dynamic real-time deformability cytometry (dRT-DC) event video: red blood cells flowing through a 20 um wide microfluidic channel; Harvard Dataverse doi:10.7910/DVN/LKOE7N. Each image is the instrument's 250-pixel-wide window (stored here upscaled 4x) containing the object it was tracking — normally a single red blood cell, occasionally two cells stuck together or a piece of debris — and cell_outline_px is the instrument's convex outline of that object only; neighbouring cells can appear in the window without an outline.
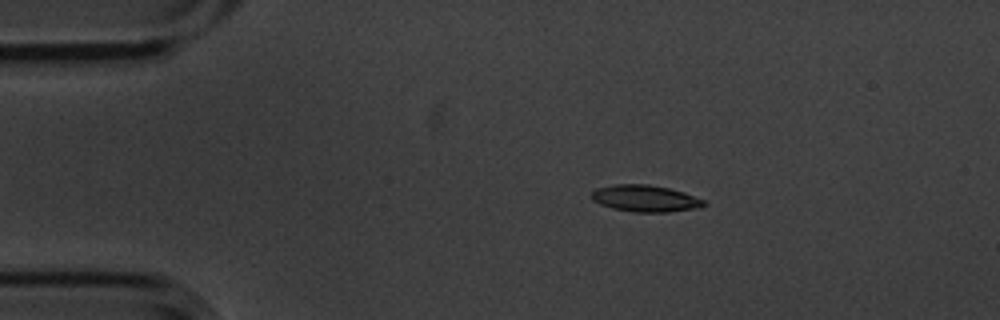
{"species": "common noctule bat (a hibernating species)", "species_latin": "Nyctalus noctula", "temperature_condition": "cold", "stored_images_in_passage": 5, "camera_frame_rate_fps": 3000, "um_per_image_px": 0.085, "animal": {"sex": "male", "body_mass_g": 20.1, "forearm_length_mm": 53.5}, "frame": {"image": 1, "passage_image": 3, "time_ms": 0.667, "image_size_px": [1000, 320], "cell_outline_px": [[708, 204], [692, 208], [668, 212], [632, 212], [612, 208], [600, 204], [592, 200], [588, 196], [596, 188], [616, 184], [648, 184], [668, 188], [684, 192], [704, 200]], "centroid_in_image_um": [54.78, 16.86], "position_along_channel_um": 30.2, "area_um2": 17.46}}
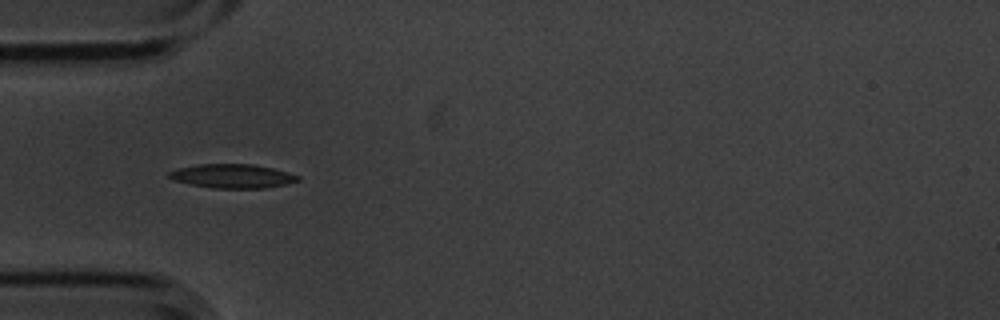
{"frame": {"image": 2, "passage_image": 5, "time_ms": 1.333, "image_size_px": [1000, 320], "cell_outline_px": [[300, 180], [284, 184], [264, 188], [212, 188], [172, 180], [168, 176], [168, 172], [176, 168], [200, 164], [252, 164], [272, 168], [288, 172], [300, 176]], "centroid_in_image_um": [19.73, 14.96], "position_along_channel_um": 65.3, "area_um2": 17.92}}